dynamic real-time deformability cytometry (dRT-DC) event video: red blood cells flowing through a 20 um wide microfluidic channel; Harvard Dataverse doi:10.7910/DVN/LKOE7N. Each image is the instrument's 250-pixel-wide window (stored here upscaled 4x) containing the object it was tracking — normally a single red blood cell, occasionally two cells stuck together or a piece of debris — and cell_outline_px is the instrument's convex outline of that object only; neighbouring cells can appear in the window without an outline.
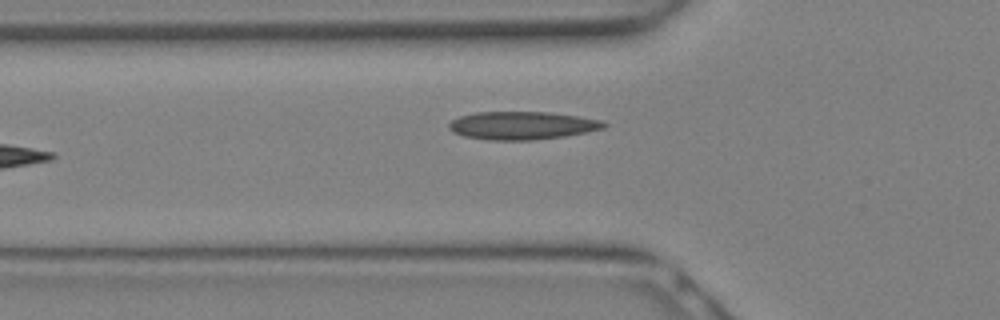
{"species": "Egyptian fruit bat (a non-hibernating species)", "species_latin": "Rousettus aegyptiacus", "temperature_condition": "warm", "stored_images_in_passage": 6, "camera_frame_rate_fps": 3000, "um_per_image_px": 0.085, "animal": {"sex": "female"}, "frame": {"image": 1, "passage_image": 2, "time_ms": 0.333, "image_size_px": [1000, 320], "cell_outline_px": [[608, 124], [604, 128], [564, 136], [532, 140], [488, 140], [464, 136], [452, 132], [448, 128], [448, 124], [452, 120], [460, 116], [476, 112], [548, 112], [604, 120]], "centroid_in_image_um": [44.36, 10.66], "position_along_channel_um": 81.4, "area_um2": 25.26}}
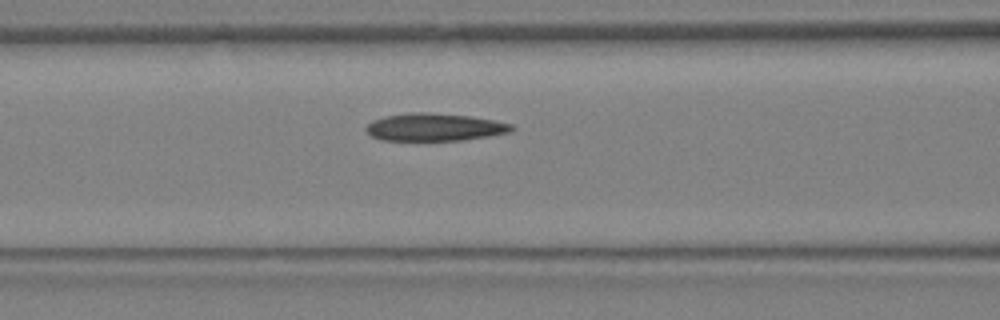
{"frame": {"image": 2, "passage_image": 4, "time_ms": 1.0, "image_size_px": [1000, 320], "cell_outline_px": [[516, 128], [512, 132], [488, 136], [460, 140], [380, 140], [372, 136], [364, 128], [372, 120], [384, 116], [412, 112], [424, 112], [468, 116], [496, 120], [512, 124]], "centroid_in_image_um": [36.95, 10.8], "position_along_channel_um": 129.6, "area_um2": 23.41}}
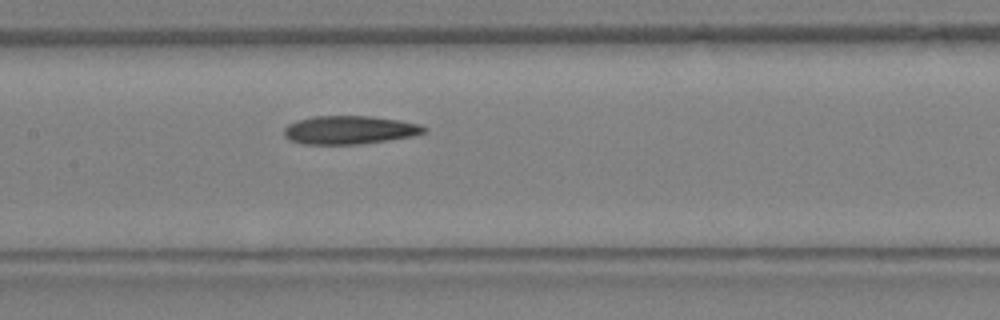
{"frame": {"image": 3, "passage_image": 6, "time_ms": 1.667, "image_size_px": [1000, 320], "cell_outline_px": [[428, 132], [412, 136], [356, 144], [304, 144], [288, 140], [284, 136], [284, 128], [288, 124], [312, 116], [372, 116], [420, 124], [428, 128]], "centroid_in_image_um": [29.7, 11.04], "position_along_channel_um": 177.7, "area_um2": 23.0}}